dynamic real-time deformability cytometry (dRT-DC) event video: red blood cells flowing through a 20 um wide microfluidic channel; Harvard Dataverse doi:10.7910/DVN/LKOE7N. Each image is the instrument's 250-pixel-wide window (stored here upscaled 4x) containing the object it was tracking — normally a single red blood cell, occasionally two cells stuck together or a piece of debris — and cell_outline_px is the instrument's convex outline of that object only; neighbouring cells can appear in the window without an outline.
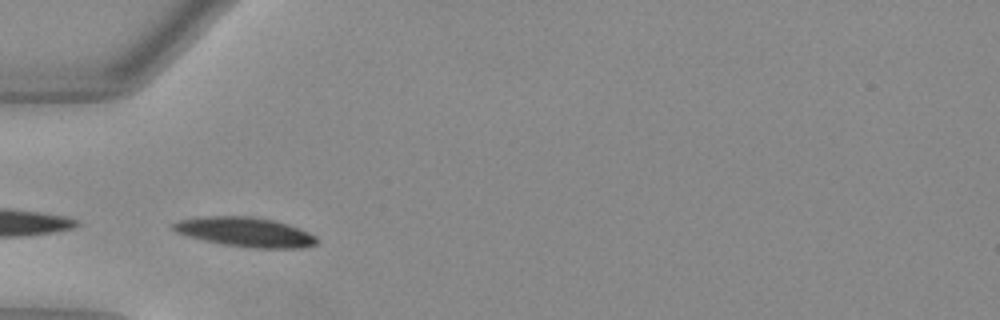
{"species": "Egyptian fruit bat (a non-hibernating species)", "species_latin": "Rousettus aegyptiacus", "temperature_condition": "warm", "stored_images_in_passage": 24, "camera_frame_rate_fps": 3000, "um_per_image_px": 0.085, "animal": {"sex": "female"}, "frame": {"image": 1, "passage_image": 1, "time_ms": 0.0, "image_size_px": [1000, 320], "cell_outline_px": [[320, 240], [316, 244], [300, 248], [252, 248], [220, 244], [188, 236], [176, 232], [168, 228], [172, 224], [180, 220], [204, 216], [252, 216], [272, 220], [288, 224], [300, 228], [316, 236]], "centroid_in_image_um": [20.84, 19.72], "position_along_channel_um": 64.2, "area_um2": 24.85}}
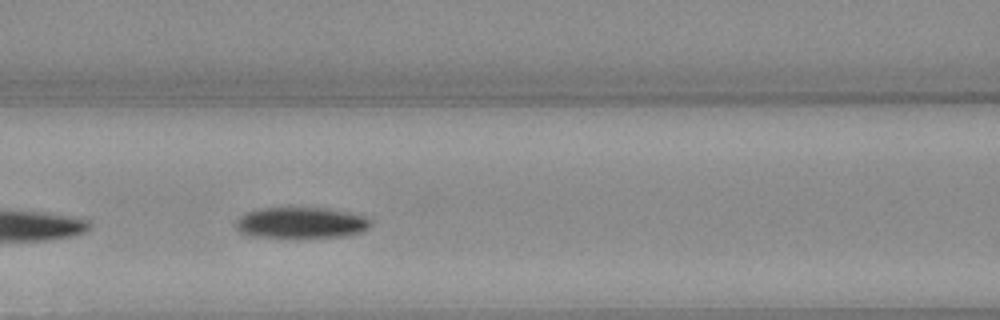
{"frame": {"image": 2, "passage_image": 7, "time_ms": 2.0, "image_size_px": [1000, 320], "cell_outline_px": [[372, 224], [368, 228], [360, 232], [340, 236], [300, 240], [288, 240], [252, 236], [240, 232], [236, 228], [236, 220], [244, 212], [260, 208], [324, 208], [348, 212], [364, 216]], "centroid_in_image_um": [25.52, 18.98], "position_along_channel_um": 141.1, "area_um2": 25.26}}
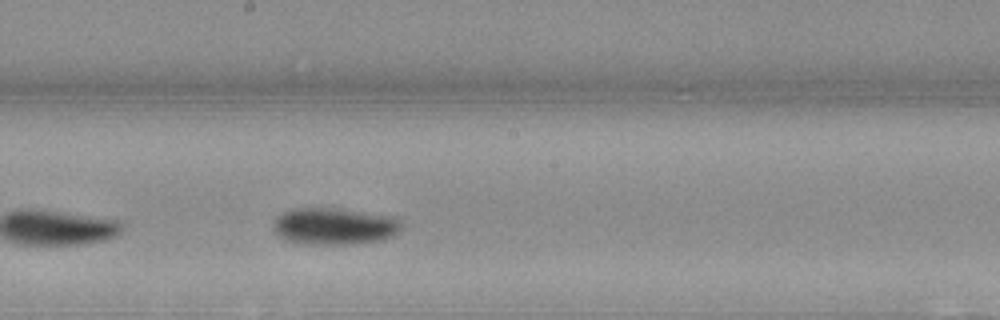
{"frame": {"image": 3, "passage_image": 13, "time_ms": 4.0, "image_size_px": [1000, 320], "cell_outline_px": [[400, 228], [392, 236], [380, 240], [356, 244], [312, 244], [284, 240], [276, 232], [276, 220], [284, 212], [296, 208], [340, 208], [396, 216], [400, 220]], "centroid_in_image_um": [28.49, 19.22], "position_along_channel_um": 219.7, "area_um2": 27.28}, "authors_computed_cell_mechanics": {"area_um2": 24.6228, "velocity_mm_per_s": 3.9783, "shape_relaxation_time_tau1_ms": 3.1042, "shape_relaxation_time_tau2_ms": null, "deformation_change_tau1": 0.1438, "deformation_change_tau2": null}}